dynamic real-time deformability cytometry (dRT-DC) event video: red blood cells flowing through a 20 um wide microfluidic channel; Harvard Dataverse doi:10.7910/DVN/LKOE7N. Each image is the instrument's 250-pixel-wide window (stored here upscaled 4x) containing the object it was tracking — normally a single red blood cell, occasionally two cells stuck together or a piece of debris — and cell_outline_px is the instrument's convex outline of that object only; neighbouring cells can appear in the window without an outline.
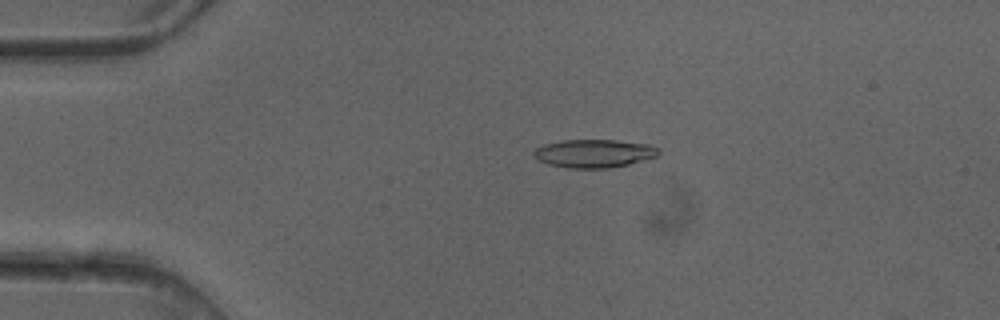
{"species": "common noctule bat (a hibernating species)", "species_latin": "Nyctalus noctula", "temperature_condition": "cold", "stored_images_in_passage": 4, "camera_frame_rate_fps": 3000, "um_per_image_px": 0.085, "animal": {"sex": "female"}, "frame": {"image": 1, "passage_image": 3, "time_ms": 0.667, "image_size_px": [1000, 320], "cell_outline_px": [[660, 152], [656, 156], [628, 164], [608, 168], [568, 168], [548, 164], [536, 160], [532, 156], [532, 152], [536, 148], [544, 144], [564, 140], [616, 140], [648, 144], [660, 148]], "centroid_in_image_um": [50.45, 13.04], "position_along_channel_um": 34.6, "area_um2": 20.58}}